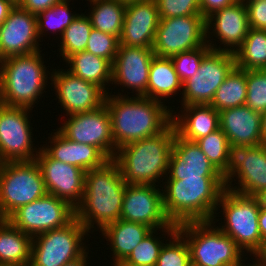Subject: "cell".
Listing matches in <instances>:
<instances>
[{
    "mask_svg": "<svg viewBox=\"0 0 266 266\" xmlns=\"http://www.w3.org/2000/svg\"><path fill=\"white\" fill-rule=\"evenodd\" d=\"M71 0H61L54 4L49 9L41 11L36 15L37 17V33L39 40L45 36V31H52L55 34L59 32L62 36L64 30L71 25L74 19L79 15L76 12L71 13L70 2ZM57 31V32H56Z\"/></svg>",
    "mask_w": 266,
    "mask_h": 266,
    "instance_id": "35",
    "label": "cell"
},
{
    "mask_svg": "<svg viewBox=\"0 0 266 266\" xmlns=\"http://www.w3.org/2000/svg\"><path fill=\"white\" fill-rule=\"evenodd\" d=\"M219 119L230 145L262 144L261 113L243 105L220 111Z\"/></svg>",
    "mask_w": 266,
    "mask_h": 266,
    "instance_id": "24",
    "label": "cell"
},
{
    "mask_svg": "<svg viewBox=\"0 0 266 266\" xmlns=\"http://www.w3.org/2000/svg\"><path fill=\"white\" fill-rule=\"evenodd\" d=\"M117 1L127 4V3L141 1V0H117Z\"/></svg>",
    "mask_w": 266,
    "mask_h": 266,
    "instance_id": "54",
    "label": "cell"
},
{
    "mask_svg": "<svg viewBox=\"0 0 266 266\" xmlns=\"http://www.w3.org/2000/svg\"><path fill=\"white\" fill-rule=\"evenodd\" d=\"M249 28L246 5L243 0H238L228 7L216 10L206 18V43L211 50L234 53L242 45ZM210 35L219 39L223 47L211 41L213 38H210L213 36Z\"/></svg>",
    "mask_w": 266,
    "mask_h": 266,
    "instance_id": "19",
    "label": "cell"
},
{
    "mask_svg": "<svg viewBox=\"0 0 266 266\" xmlns=\"http://www.w3.org/2000/svg\"><path fill=\"white\" fill-rule=\"evenodd\" d=\"M220 207L225 224L217 227L230 236L246 255L250 253V257H255L264 243L258 225L260 206L257 198L225 188L216 212Z\"/></svg>",
    "mask_w": 266,
    "mask_h": 266,
    "instance_id": "7",
    "label": "cell"
},
{
    "mask_svg": "<svg viewBox=\"0 0 266 266\" xmlns=\"http://www.w3.org/2000/svg\"><path fill=\"white\" fill-rule=\"evenodd\" d=\"M175 134V126L171 123L155 136L130 142L117 149L113 160L126 184L156 185L158 181L157 184L163 182L168 173ZM160 177H163L162 181Z\"/></svg>",
    "mask_w": 266,
    "mask_h": 266,
    "instance_id": "4",
    "label": "cell"
},
{
    "mask_svg": "<svg viewBox=\"0 0 266 266\" xmlns=\"http://www.w3.org/2000/svg\"><path fill=\"white\" fill-rule=\"evenodd\" d=\"M206 44V19L202 15L160 18L153 51L155 56L171 58Z\"/></svg>",
    "mask_w": 266,
    "mask_h": 266,
    "instance_id": "13",
    "label": "cell"
},
{
    "mask_svg": "<svg viewBox=\"0 0 266 266\" xmlns=\"http://www.w3.org/2000/svg\"><path fill=\"white\" fill-rule=\"evenodd\" d=\"M155 56L152 48L119 45L112 64V85L132 89L136 96L147 97L149 68Z\"/></svg>",
    "mask_w": 266,
    "mask_h": 266,
    "instance_id": "21",
    "label": "cell"
},
{
    "mask_svg": "<svg viewBox=\"0 0 266 266\" xmlns=\"http://www.w3.org/2000/svg\"><path fill=\"white\" fill-rule=\"evenodd\" d=\"M201 151L206 155L212 165L226 180V167L228 162L229 141L224 132L219 128L196 141Z\"/></svg>",
    "mask_w": 266,
    "mask_h": 266,
    "instance_id": "36",
    "label": "cell"
},
{
    "mask_svg": "<svg viewBox=\"0 0 266 266\" xmlns=\"http://www.w3.org/2000/svg\"><path fill=\"white\" fill-rule=\"evenodd\" d=\"M158 229H153L143 240L132 250L129 256L120 263H127L133 266H153L156 265L159 253L164 245L162 237L157 236ZM157 236H155V235Z\"/></svg>",
    "mask_w": 266,
    "mask_h": 266,
    "instance_id": "37",
    "label": "cell"
},
{
    "mask_svg": "<svg viewBox=\"0 0 266 266\" xmlns=\"http://www.w3.org/2000/svg\"><path fill=\"white\" fill-rule=\"evenodd\" d=\"M258 225L262 241L266 240V208L260 207Z\"/></svg>",
    "mask_w": 266,
    "mask_h": 266,
    "instance_id": "47",
    "label": "cell"
},
{
    "mask_svg": "<svg viewBox=\"0 0 266 266\" xmlns=\"http://www.w3.org/2000/svg\"><path fill=\"white\" fill-rule=\"evenodd\" d=\"M57 129L74 142L95 146L108 159L116 154L110 113L105 103L97 109L69 115Z\"/></svg>",
    "mask_w": 266,
    "mask_h": 266,
    "instance_id": "16",
    "label": "cell"
},
{
    "mask_svg": "<svg viewBox=\"0 0 266 266\" xmlns=\"http://www.w3.org/2000/svg\"><path fill=\"white\" fill-rule=\"evenodd\" d=\"M158 186L127 184L120 219L158 229L168 238L177 231V225L171 223L165 214L162 189Z\"/></svg>",
    "mask_w": 266,
    "mask_h": 266,
    "instance_id": "11",
    "label": "cell"
},
{
    "mask_svg": "<svg viewBox=\"0 0 266 266\" xmlns=\"http://www.w3.org/2000/svg\"><path fill=\"white\" fill-rule=\"evenodd\" d=\"M31 111L0 104V163L31 161L38 155L41 147L37 149L32 141Z\"/></svg>",
    "mask_w": 266,
    "mask_h": 266,
    "instance_id": "12",
    "label": "cell"
},
{
    "mask_svg": "<svg viewBox=\"0 0 266 266\" xmlns=\"http://www.w3.org/2000/svg\"><path fill=\"white\" fill-rule=\"evenodd\" d=\"M60 1L61 0H23L19 6L22 9L37 15L41 11L49 9L51 6Z\"/></svg>",
    "mask_w": 266,
    "mask_h": 266,
    "instance_id": "45",
    "label": "cell"
},
{
    "mask_svg": "<svg viewBox=\"0 0 266 266\" xmlns=\"http://www.w3.org/2000/svg\"><path fill=\"white\" fill-rule=\"evenodd\" d=\"M256 257L266 263V240L263 243L261 250L257 253Z\"/></svg>",
    "mask_w": 266,
    "mask_h": 266,
    "instance_id": "52",
    "label": "cell"
},
{
    "mask_svg": "<svg viewBox=\"0 0 266 266\" xmlns=\"http://www.w3.org/2000/svg\"><path fill=\"white\" fill-rule=\"evenodd\" d=\"M159 20L155 0L127 3L119 45L152 48Z\"/></svg>",
    "mask_w": 266,
    "mask_h": 266,
    "instance_id": "22",
    "label": "cell"
},
{
    "mask_svg": "<svg viewBox=\"0 0 266 266\" xmlns=\"http://www.w3.org/2000/svg\"><path fill=\"white\" fill-rule=\"evenodd\" d=\"M41 52L11 56L0 61V104L32 110L38 104L51 79Z\"/></svg>",
    "mask_w": 266,
    "mask_h": 266,
    "instance_id": "5",
    "label": "cell"
},
{
    "mask_svg": "<svg viewBox=\"0 0 266 266\" xmlns=\"http://www.w3.org/2000/svg\"><path fill=\"white\" fill-rule=\"evenodd\" d=\"M119 47V38L117 36L103 33L100 30L92 28L86 51L109 60L112 64L115 60Z\"/></svg>",
    "mask_w": 266,
    "mask_h": 266,
    "instance_id": "41",
    "label": "cell"
},
{
    "mask_svg": "<svg viewBox=\"0 0 266 266\" xmlns=\"http://www.w3.org/2000/svg\"><path fill=\"white\" fill-rule=\"evenodd\" d=\"M245 105L262 113L266 111V69L246 70Z\"/></svg>",
    "mask_w": 266,
    "mask_h": 266,
    "instance_id": "39",
    "label": "cell"
},
{
    "mask_svg": "<svg viewBox=\"0 0 266 266\" xmlns=\"http://www.w3.org/2000/svg\"><path fill=\"white\" fill-rule=\"evenodd\" d=\"M236 67L266 69V30L249 28L242 45L234 52Z\"/></svg>",
    "mask_w": 266,
    "mask_h": 266,
    "instance_id": "33",
    "label": "cell"
},
{
    "mask_svg": "<svg viewBox=\"0 0 266 266\" xmlns=\"http://www.w3.org/2000/svg\"><path fill=\"white\" fill-rule=\"evenodd\" d=\"M255 197L258 200L259 206L266 208V188L257 193Z\"/></svg>",
    "mask_w": 266,
    "mask_h": 266,
    "instance_id": "50",
    "label": "cell"
},
{
    "mask_svg": "<svg viewBox=\"0 0 266 266\" xmlns=\"http://www.w3.org/2000/svg\"><path fill=\"white\" fill-rule=\"evenodd\" d=\"M262 144L266 145V111L261 113Z\"/></svg>",
    "mask_w": 266,
    "mask_h": 266,
    "instance_id": "49",
    "label": "cell"
},
{
    "mask_svg": "<svg viewBox=\"0 0 266 266\" xmlns=\"http://www.w3.org/2000/svg\"><path fill=\"white\" fill-rule=\"evenodd\" d=\"M126 185L113 159L107 160L101 167L87 171L83 198L75 208V218L89 233L97 228L96 231H102L107 225L120 219Z\"/></svg>",
    "mask_w": 266,
    "mask_h": 266,
    "instance_id": "2",
    "label": "cell"
},
{
    "mask_svg": "<svg viewBox=\"0 0 266 266\" xmlns=\"http://www.w3.org/2000/svg\"><path fill=\"white\" fill-rule=\"evenodd\" d=\"M238 0H199L201 7V14L206 19L216 10L228 7Z\"/></svg>",
    "mask_w": 266,
    "mask_h": 266,
    "instance_id": "44",
    "label": "cell"
},
{
    "mask_svg": "<svg viewBox=\"0 0 266 266\" xmlns=\"http://www.w3.org/2000/svg\"><path fill=\"white\" fill-rule=\"evenodd\" d=\"M14 5L8 0H0V25L7 19Z\"/></svg>",
    "mask_w": 266,
    "mask_h": 266,
    "instance_id": "46",
    "label": "cell"
},
{
    "mask_svg": "<svg viewBox=\"0 0 266 266\" xmlns=\"http://www.w3.org/2000/svg\"><path fill=\"white\" fill-rule=\"evenodd\" d=\"M182 82L175 71L171 58L154 56L149 68L147 98L165 104L167 98L182 93ZM164 101V102H163Z\"/></svg>",
    "mask_w": 266,
    "mask_h": 266,
    "instance_id": "30",
    "label": "cell"
},
{
    "mask_svg": "<svg viewBox=\"0 0 266 266\" xmlns=\"http://www.w3.org/2000/svg\"><path fill=\"white\" fill-rule=\"evenodd\" d=\"M235 66L234 53L210 50L196 74L182 83L181 105H210L216 90Z\"/></svg>",
    "mask_w": 266,
    "mask_h": 266,
    "instance_id": "14",
    "label": "cell"
},
{
    "mask_svg": "<svg viewBox=\"0 0 266 266\" xmlns=\"http://www.w3.org/2000/svg\"><path fill=\"white\" fill-rule=\"evenodd\" d=\"M55 131L53 135L51 133V136L48 137L50 140L48 145L47 142L43 146L40 145L51 158L77 166L86 172L101 167L109 160L95 146L74 142L65 137L59 130L56 129Z\"/></svg>",
    "mask_w": 266,
    "mask_h": 266,
    "instance_id": "25",
    "label": "cell"
},
{
    "mask_svg": "<svg viewBox=\"0 0 266 266\" xmlns=\"http://www.w3.org/2000/svg\"><path fill=\"white\" fill-rule=\"evenodd\" d=\"M50 81L67 117L97 109L105 103L106 93L99 86L76 77L66 69H53Z\"/></svg>",
    "mask_w": 266,
    "mask_h": 266,
    "instance_id": "18",
    "label": "cell"
},
{
    "mask_svg": "<svg viewBox=\"0 0 266 266\" xmlns=\"http://www.w3.org/2000/svg\"><path fill=\"white\" fill-rule=\"evenodd\" d=\"M87 1H89L91 3V2H94V1H100V0H87Z\"/></svg>",
    "mask_w": 266,
    "mask_h": 266,
    "instance_id": "56",
    "label": "cell"
},
{
    "mask_svg": "<svg viewBox=\"0 0 266 266\" xmlns=\"http://www.w3.org/2000/svg\"><path fill=\"white\" fill-rule=\"evenodd\" d=\"M90 6L92 9L87 15L92 27L120 38L126 4L117 0H100L91 2Z\"/></svg>",
    "mask_w": 266,
    "mask_h": 266,
    "instance_id": "31",
    "label": "cell"
},
{
    "mask_svg": "<svg viewBox=\"0 0 266 266\" xmlns=\"http://www.w3.org/2000/svg\"><path fill=\"white\" fill-rule=\"evenodd\" d=\"M152 229L141 223L128 222L119 219L107 225L101 232L103 238L109 241L112 251L113 266L124 261L132 250L151 232ZM114 255V256H113Z\"/></svg>",
    "mask_w": 266,
    "mask_h": 266,
    "instance_id": "27",
    "label": "cell"
},
{
    "mask_svg": "<svg viewBox=\"0 0 266 266\" xmlns=\"http://www.w3.org/2000/svg\"><path fill=\"white\" fill-rule=\"evenodd\" d=\"M47 194L35 160L0 163V219Z\"/></svg>",
    "mask_w": 266,
    "mask_h": 266,
    "instance_id": "8",
    "label": "cell"
},
{
    "mask_svg": "<svg viewBox=\"0 0 266 266\" xmlns=\"http://www.w3.org/2000/svg\"><path fill=\"white\" fill-rule=\"evenodd\" d=\"M35 161L40 167L47 194L76 208L83 198L86 171L51 158L42 148Z\"/></svg>",
    "mask_w": 266,
    "mask_h": 266,
    "instance_id": "17",
    "label": "cell"
},
{
    "mask_svg": "<svg viewBox=\"0 0 266 266\" xmlns=\"http://www.w3.org/2000/svg\"><path fill=\"white\" fill-rule=\"evenodd\" d=\"M32 237L0 219V266H30Z\"/></svg>",
    "mask_w": 266,
    "mask_h": 266,
    "instance_id": "28",
    "label": "cell"
},
{
    "mask_svg": "<svg viewBox=\"0 0 266 266\" xmlns=\"http://www.w3.org/2000/svg\"><path fill=\"white\" fill-rule=\"evenodd\" d=\"M181 108V114L172 110V123L181 138L196 142L220 128L219 111L211 105H187Z\"/></svg>",
    "mask_w": 266,
    "mask_h": 266,
    "instance_id": "26",
    "label": "cell"
},
{
    "mask_svg": "<svg viewBox=\"0 0 266 266\" xmlns=\"http://www.w3.org/2000/svg\"><path fill=\"white\" fill-rule=\"evenodd\" d=\"M92 28L89 16L81 13L74 19L71 25L64 30L60 38L61 45H59L60 48H58L63 61L74 53L86 50Z\"/></svg>",
    "mask_w": 266,
    "mask_h": 266,
    "instance_id": "34",
    "label": "cell"
},
{
    "mask_svg": "<svg viewBox=\"0 0 266 266\" xmlns=\"http://www.w3.org/2000/svg\"><path fill=\"white\" fill-rule=\"evenodd\" d=\"M246 70L234 67L216 90L211 106L216 111L243 106L246 103Z\"/></svg>",
    "mask_w": 266,
    "mask_h": 266,
    "instance_id": "32",
    "label": "cell"
},
{
    "mask_svg": "<svg viewBox=\"0 0 266 266\" xmlns=\"http://www.w3.org/2000/svg\"><path fill=\"white\" fill-rule=\"evenodd\" d=\"M159 187L162 188L164 211L171 223L219 221L216 208L225 190L223 178L165 180Z\"/></svg>",
    "mask_w": 266,
    "mask_h": 266,
    "instance_id": "3",
    "label": "cell"
},
{
    "mask_svg": "<svg viewBox=\"0 0 266 266\" xmlns=\"http://www.w3.org/2000/svg\"><path fill=\"white\" fill-rule=\"evenodd\" d=\"M74 219L75 208L51 194L20 207L8 218L17 229L31 237L63 228Z\"/></svg>",
    "mask_w": 266,
    "mask_h": 266,
    "instance_id": "15",
    "label": "cell"
},
{
    "mask_svg": "<svg viewBox=\"0 0 266 266\" xmlns=\"http://www.w3.org/2000/svg\"><path fill=\"white\" fill-rule=\"evenodd\" d=\"M177 231L189 246L191 266H235L247 259L235 241L212 221L182 223Z\"/></svg>",
    "mask_w": 266,
    "mask_h": 266,
    "instance_id": "6",
    "label": "cell"
},
{
    "mask_svg": "<svg viewBox=\"0 0 266 266\" xmlns=\"http://www.w3.org/2000/svg\"><path fill=\"white\" fill-rule=\"evenodd\" d=\"M88 233L83 224L75 218L63 228L32 237L30 266H64L78 259L88 250L83 242Z\"/></svg>",
    "mask_w": 266,
    "mask_h": 266,
    "instance_id": "9",
    "label": "cell"
},
{
    "mask_svg": "<svg viewBox=\"0 0 266 266\" xmlns=\"http://www.w3.org/2000/svg\"><path fill=\"white\" fill-rule=\"evenodd\" d=\"M10 1L14 6H19L23 0H8Z\"/></svg>",
    "mask_w": 266,
    "mask_h": 266,
    "instance_id": "53",
    "label": "cell"
},
{
    "mask_svg": "<svg viewBox=\"0 0 266 266\" xmlns=\"http://www.w3.org/2000/svg\"><path fill=\"white\" fill-rule=\"evenodd\" d=\"M64 62L68 63L71 74L87 82L96 84L106 94H109L112 83V63L103 57L93 55L90 52L82 51L69 56ZM107 85V86H106ZM107 88V89H106Z\"/></svg>",
    "mask_w": 266,
    "mask_h": 266,
    "instance_id": "29",
    "label": "cell"
},
{
    "mask_svg": "<svg viewBox=\"0 0 266 266\" xmlns=\"http://www.w3.org/2000/svg\"><path fill=\"white\" fill-rule=\"evenodd\" d=\"M114 266H133V265H130L127 263H118L117 265H114ZM153 266H156V265H153Z\"/></svg>",
    "mask_w": 266,
    "mask_h": 266,
    "instance_id": "55",
    "label": "cell"
},
{
    "mask_svg": "<svg viewBox=\"0 0 266 266\" xmlns=\"http://www.w3.org/2000/svg\"><path fill=\"white\" fill-rule=\"evenodd\" d=\"M248 14L249 27L266 30V0H243Z\"/></svg>",
    "mask_w": 266,
    "mask_h": 266,
    "instance_id": "43",
    "label": "cell"
},
{
    "mask_svg": "<svg viewBox=\"0 0 266 266\" xmlns=\"http://www.w3.org/2000/svg\"><path fill=\"white\" fill-rule=\"evenodd\" d=\"M252 260L254 259V261H252L253 263L251 264V263H246L245 264V260H243L241 263H239V264H237V265H235V266H266V263L265 262H263V261H261V260H259L256 256H255V258H251Z\"/></svg>",
    "mask_w": 266,
    "mask_h": 266,
    "instance_id": "51",
    "label": "cell"
},
{
    "mask_svg": "<svg viewBox=\"0 0 266 266\" xmlns=\"http://www.w3.org/2000/svg\"><path fill=\"white\" fill-rule=\"evenodd\" d=\"M106 94L105 104L111 118L116 150L144 138L152 137L172 123V107L144 96ZM170 108V109H169Z\"/></svg>",
    "mask_w": 266,
    "mask_h": 266,
    "instance_id": "1",
    "label": "cell"
},
{
    "mask_svg": "<svg viewBox=\"0 0 266 266\" xmlns=\"http://www.w3.org/2000/svg\"><path fill=\"white\" fill-rule=\"evenodd\" d=\"M88 251V252H87ZM81 257H79L78 259L68 262L66 263L64 266H89L87 264H90L87 262V260L89 259V248ZM88 257V258H87Z\"/></svg>",
    "mask_w": 266,
    "mask_h": 266,
    "instance_id": "48",
    "label": "cell"
},
{
    "mask_svg": "<svg viewBox=\"0 0 266 266\" xmlns=\"http://www.w3.org/2000/svg\"><path fill=\"white\" fill-rule=\"evenodd\" d=\"M210 50V46L206 43L202 47L181 52L171 57L175 71L182 83L196 74L203 57Z\"/></svg>",
    "mask_w": 266,
    "mask_h": 266,
    "instance_id": "40",
    "label": "cell"
},
{
    "mask_svg": "<svg viewBox=\"0 0 266 266\" xmlns=\"http://www.w3.org/2000/svg\"><path fill=\"white\" fill-rule=\"evenodd\" d=\"M166 177L164 180L223 178L196 142L181 138L177 133L174 137Z\"/></svg>",
    "mask_w": 266,
    "mask_h": 266,
    "instance_id": "23",
    "label": "cell"
},
{
    "mask_svg": "<svg viewBox=\"0 0 266 266\" xmlns=\"http://www.w3.org/2000/svg\"><path fill=\"white\" fill-rule=\"evenodd\" d=\"M159 18L202 15L199 0H155Z\"/></svg>",
    "mask_w": 266,
    "mask_h": 266,
    "instance_id": "42",
    "label": "cell"
},
{
    "mask_svg": "<svg viewBox=\"0 0 266 266\" xmlns=\"http://www.w3.org/2000/svg\"><path fill=\"white\" fill-rule=\"evenodd\" d=\"M37 17L35 14L14 6L0 28V61L19 55L40 51Z\"/></svg>",
    "mask_w": 266,
    "mask_h": 266,
    "instance_id": "20",
    "label": "cell"
},
{
    "mask_svg": "<svg viewBox=\"0 0 266 266\" xmlns=\"http://www.w3.org/2000/svg\"><path fill=\"white\" fill-rule=\"evenodd\" d=\"M162 246L156 266H191L190 250L185 238L176 231Z\"/></svg>",
    "mask_w": 266,
    "mask_h": 266,
    "instance_id": "38",
    "label": "cell"
},
{
    "mask_svg": "<svg viewBox=\"0 0 266 266\" xmlns=\"http://www.w3.org/2000/svg\"><path fill=\"white\" fill-rule=\"evenodd\" d=\"M225 188L248 196L266 188V145H229Z\"/></svg>",
    "mask_w": 266,
    "mask_h": 266,
    "instance_id": "10",
    "label": "cell"
}]
</instances>
